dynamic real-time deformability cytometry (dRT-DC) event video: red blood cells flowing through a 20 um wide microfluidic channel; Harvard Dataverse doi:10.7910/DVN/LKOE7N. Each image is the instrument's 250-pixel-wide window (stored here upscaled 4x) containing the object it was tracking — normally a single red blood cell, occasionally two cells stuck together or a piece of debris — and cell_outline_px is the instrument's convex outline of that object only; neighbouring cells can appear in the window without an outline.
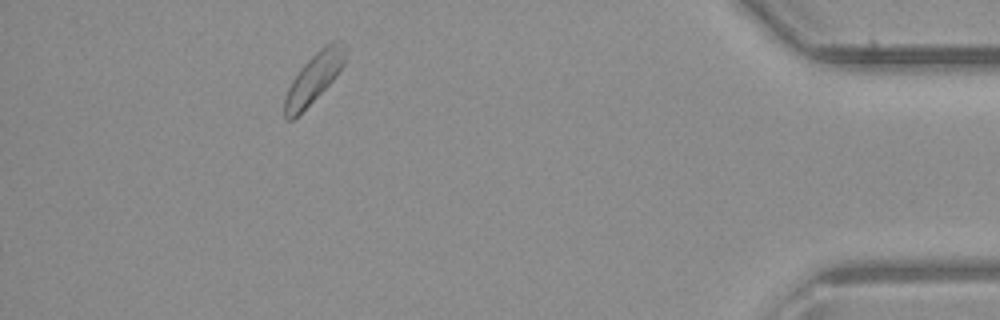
{"species": "common noctule bat (a hibernating species)", "species_latin": "Nyctalus noctula", "temperature_condition": "room temperature", "stored_images_in_passage": 36, "camera_frame_rate_fps": 3000, "um_per_image_px": 0.085, "animal": {"sex": "male", "body_mass_g": 23.1, "forearm_length_mm": 52.7}, "frame": {"image": 1, "passage_image": 36, "time_ms": 11.667, "image_size_px": [1000, 320], "cell_outline_px": [[344, 64], [336, 76], [292, 120], [288, 120], [284, 116], [284, 96], [292, 80], [300, 68], [320, 48], [332, 40], [344, 40]], "centroid_in_image_um": [26.67, 6.59], "position_along_channel_um": 408.5, "area_um2": 17.05}}